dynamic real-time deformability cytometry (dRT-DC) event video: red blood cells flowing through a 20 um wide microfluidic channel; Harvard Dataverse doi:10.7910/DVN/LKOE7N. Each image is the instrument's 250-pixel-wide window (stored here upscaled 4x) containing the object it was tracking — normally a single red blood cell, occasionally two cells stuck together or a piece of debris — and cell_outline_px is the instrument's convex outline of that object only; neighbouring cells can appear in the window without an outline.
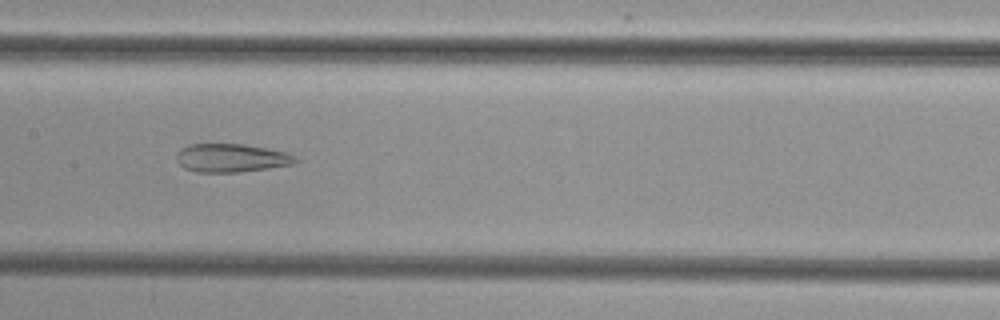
{"species": "common noctule bat (a hibernating species)", "species_latin": "Nyctalus noctula", "temperature_condition": "cold", "stored_images_in_passage": 52, "camera_frame_rate_fps": 3000, "um_per_image_px": 0.085, "animal": {"sex": "female", "body_mass_g": 29.2, "forearm_length_mm": 56.3}, "frame": {"image": 1, "passage_image": 27, "time_ms": 8.667, "image_size_px": [1000, 320], "cell_outline_px": [[300, 160], [292, 164], [268, 168], [236, 172], [196, 172], [184, 168], [176, 160], [176, 152], [180, 148], [188, 144], [244, 144], [268, 148], [288, 152], [296, 156]], "centroid_in_image_um": [19.66, 13.41], "position_along_channel_um": 187.7, "area_um2": 19.88}}
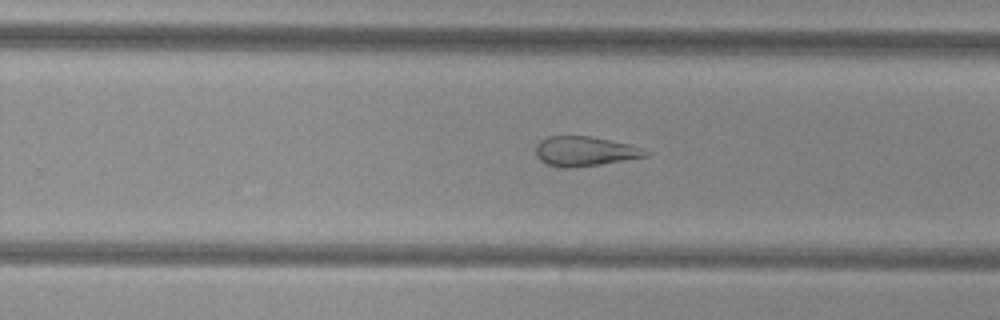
{"frame": {"image": 2, "passage_image": 34, "time_ms": 11.0, "image_size_px": [1000, 320], "cell_outline_px": [[652, 152], [648, 156], [600, 164], [568, 168], [560, 168], [548, 164], [540, 160], [536, 156], [536, 144], [540, 140], [548, 136], [588, 136], [632, 144]], "centroid_in_image_um": [49.72, 12.85], "position_along_channel_um": 280.1, "area_um2": 19.07}}
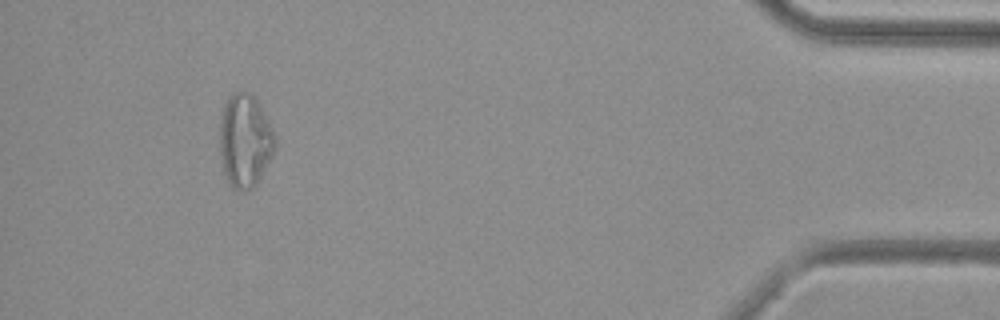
{"frame": {"image": 3, "passage_image": 49, "time_ms": 16.0, "image_size_px": [1000, 320], "cell_outline_px": [[276, 144], [272, 156], [256, 184], [252, 188], [240, 192], [232, 188], [228, 184], [224, 172], [220, 152], [220, 120], [224, 100], [232, 92], [248, 92], [260, 104], [276, 136]], "centroid_in_image_um": [20.81, 11.96], "position_along_channel_um": 414.4, "area_um2": 30.29}}